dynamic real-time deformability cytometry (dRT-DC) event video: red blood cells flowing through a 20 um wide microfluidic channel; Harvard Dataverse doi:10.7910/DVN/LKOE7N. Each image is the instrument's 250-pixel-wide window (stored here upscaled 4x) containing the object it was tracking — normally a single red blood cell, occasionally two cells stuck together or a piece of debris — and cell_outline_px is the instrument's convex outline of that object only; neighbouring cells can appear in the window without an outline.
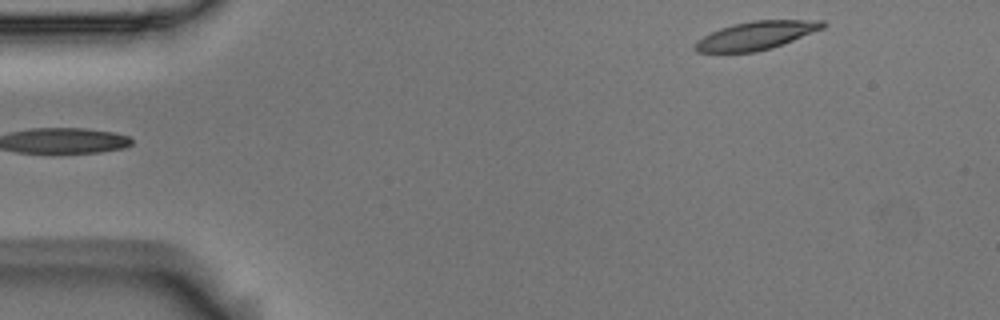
{"species": "Egyptian fruit bat (a non-hibernating species)", "species_latin": "Rousettus aegyptiacus", "temperature_condition": "room temperature", "stored_images_in_passage": 5, "segment_of_instrument_passage": [2, 2], "camera_frame_rate_fps": 3000, "um_per_image_px": 0.085, "animal": {"sex": "male"}, "frame": {"image": 1, "passage_image": 5, "time_ms": 1.333, "image_size_px": [1000, 320], "cell_outline_px": [[828, 24], [824, 28], [772, 48], [756, 52], [696, 52], [692, 48], [696, 40], [720, 28], [732, 24], [752, 20], [824, 20]], "centroid_in_image_um": [64.27, 3.01], "position_along_channel_um": 20.7, "area_um2": 21.15}}